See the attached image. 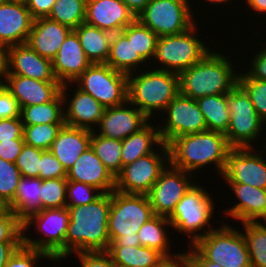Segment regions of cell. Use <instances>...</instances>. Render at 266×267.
I'll use <instances>...</instances> for the list:
<instances>
[{"mask_svg": "<svg viewBox=\"0 0 266 267\" xmlns=\"http://www.w3.org/2000/svg\"><path fill=\"white\" fill-rule=\"evenodd\" d=\"M261 49V50H260ZM255 55L253 54V58L249 61L247 69L243 70L250 78L260 79L266 81V47L260 48Z\"/></svg>", "mask_w": 266, "mask_h": 267, "instance_id": "obj_51", "label": "cell"}, {"mask_svg": "<svg viewBox=\"0 0 266 267\" xmlns=\"http://www.w3.org/2000/svg\"><path fill=\"white\" fill-rule=\"evenodd\" d=\"M148 122L138 132L122 140L121 161L122 167L131 164L140 157L152 153L162 141L159 135L158 125L153 126ZM156 146V147H155Z\"/></svg>", "mask_w": 266, "mask_h": 267, "instance_id": "obj_29", "label": "cell"}, {"mask_svg": "<svg viewBox=\"0 0 266 267\" xmlns=\"http://www.w3.org/2000/svg\"><path fill=\"white\" fill-rule=\"evenodd\" d=\"M74 31L77 33L80 44L92 64L107 62L112 33L86 23L79 25Z\"/></svg>", "mask_w": 266, "mask_h": 267, "instance_id": "obj_32", "label": "cell"}, {"mask_svg": "<svg viewBox=\"0 0 266 267\" xmlns=\"http://www.w3.org/2000/svg\"><path fill=\"white\" fill-rule=\"evenodd\" d=\"M66 207L70 220L65 237V258L82 251H107L111 193H103L86 205Z\"/></svg>", "mask_w": 266, "mask_h": 267, "instance_id": "obj_1", "label": "cell"}, {"mask_svg": "<svg viewBox=\"0 0 266 267\" xmlns=\"http://www.w3.org/2000/svg\"><path fill=\"white\" fill-rule=\"evenodd\" d=\"M262 149L232 148L220 176L224 184H248L266 189V153L262 154Z\"/></svg>", "mask_w": 266, "mask_h": 267, "instance_id": "obj_15", "label": "cell"}, {"mask_svg": "<svg viewBox=\"0 0 266 267\" xmlns=\"http://www.w3.org/2000/svg\"><path fill=\"white\" fill-rule=\"evenodd\" d=\"M238 84L249 95L255 112L266 125V81L250 78L240 71Z\"/></svg>", "mask_w": 266, "mask_h": 267, "instance_id": "obj_42", "label": "cell"}, {"mask_svg": "<svg viewBox=\"0 0 266 267\" xmlns=\"http://www.w3.org/2000/svg\"><path fill=\"white\" fill-rule=\"evenodd\" d=\"M24 139H12L11 141H0V158L16 163L22 151Z\"/></svg>", "mask_w": 266, "mask_h": 267, "instance_id": "obj_53", "label": "cell"}, {"mask_svg": "<svg viewBox=\"0 0 266 267\" xmlns=\"http://www.w3.org/2000/svg\"><path fill=\"white\" fill-rule=\"evenodd\" d=\"M106 64L116 71L129 75L140 71L141 67L142 69H144L143 67L146 68L145 65L147 63L138 53H135L132 41H129L122 32H117L112 36L110 53Z\"/></svg>", "mask_w": 266, "mask_h": 267, "instance_id": "obj_30", "label": "cell"}, {"mask_svg": "<svg viewBox=\"0 0 266 267\" xmlns=\"http://www.w3.org/2000/svg\"><path fill=\"white\" fill-rule=\"evenodd\" d=\"M23 124L20 117L0 119V141L23 139Z\"/></svg>", "mask_w": 266, "mask_h": 267, "instance_id": "obj_50", "label": "cell"}, {"mask_svg": "<svg viewBox=\"0 0 266 267\" xmlns=\"http://www.w3.org/2000/svg\"><path fill=\"white\" fill-rule=\"evenodd\" d=\"M87 0H56L48 17L75 30L85 23Z\"/></svg>", "mask_w": 266, "mask_h": 267, "instance_id": "obj_39", "label": "cell"}, {"mask_svg": "<svg viewBox=\"0 0 266 267\" xmlns=\"http://www.w3.org/2000/svg\"><path fill=\"white\" fill-rule=\"evenodd\" d=\"M197 25L196 22L190 29L180 34L158 37L152 60V65L155 63L157 66L151 68L179 74L202 60L212 48L198 37L200 33L198 30L201 27Z\"/></svg>", "mask_w": 266, "mask_h": 267, "instance_id": "obj_7", "label": "cell"}, {"mask_svg": "<svg viewBox=\"0 0 266 267\" xmlns=\"http://www.w3.org/2000/svg\"><path fill=\"white\" fill-rule=\"evenodd\" d=\"M72 87L73 83H65L61 88L65 125L94 131L103 116L105 107L90 94L83 92L78 87ZM70 88L74 92L71 93ZM68 92L72 95H68Z\"/></svg>", "mask_w": 266, "mask_h": 267, "instance_id": "obj_17", "label": "cell"}, {"mask_svg": "<svg viewBox=\"0 0 266 267\" xmlns=\"http://www.w3.org/2000/svg\"><path fill=\"white\" fill-rule=\"evenodd\" d=\"M163 115H165L162 121L163 125L161 123H157V125L161 141L164 144L168 145L173 139L182 135L207 130L204 115L200 111L197 101L181 93L168 104Z\"/></svg>", "mask_w": 266, "mask_h": 267, "instance_id": "obj_14", "label": "cell"}, {"mask_svg": "<svg viewBox=\"0 0 266 267\" xmlns=\"http://www.w3.org/2000/svg\"><path fill=\"white\" fill-rule=\"evenodd\" d=\"M171 228L168 217L154 215L137 232L140 245L149 247L160 252L166 259L178 257L181 253L175 251L172 253V240L170 234L168 236L167 228Z\"/></svg>", "mask_w": 266, "mask_h": 267, "instance_id": "obj_28", "label": "cell"}, {"mask_svg": "<svg viewBox=\"0 0 266 267\" xmlns=\"http://www.w3.org/2000/svg\"><path fill=\"white\" fill-rule=\"evenodd\" d=\"M206 2V3H208V2H210L209 4H211V5H217L216 7H218V6H220V4L221 5H226V3H227V5H228V3H231V6H232V2H233V0H203V2ZM232 1V2H231Z\"/></svg>", "mask_w": 266, "mask_h": 267, "instance_id": "obj_61", "label": "cell"}, {"mask_svg": "<svg viewBox=\"0 0 266 267\" xmlns=\"http://www.w3.org/2000/svg\"><path fill=\"white\" fill-rule=\"evenodd\" d=\"M103 193L88 184L82 182L68 181L66 206H80L92 203Z\"/></svg>", "mask_w": 266, "mask_h": 267, "instance_id": "obj_45", "label": "cell"}, {"mask_svg": "<svg viewBox=\"0 0 266 267\" xmlns=\"http://www.w3.org/2000/svg\"><path fill=\"white\" fill-rule=\"evenodd\" d=\"M190 1L151 0L136 19L158 37L180 34L196 23Z\"/></svg>", "mask_w": 266, "mask_h": 267, "instance_id": "obj_12", "label": "cell"}, {"mask_svg": "<svg viewBox=\"0 0 266 267\" xmlns=\"http://www.w3.org/2000/svg\"><path fill=\"white\" fill-rule=\"evenodd\" d=\"M21 173L16 163L0 158V197L10 206L15 198Z\"/></svg>", "mask_w": 266, "mask_h": 267, "instance_id": "obj_43", "label": "cell"}, {"mask_svg": "<svg viewBox=\"0 0 266 267\" xmlns=\"http://www.w3.org/2000/svg\"><path fill=\"white\" fill-rule=\"evenodd\" d=\"M73 84L105 108L121 105L128 100V75L106 63L91 64Z\"/></svg>", "mask_w": 266, "mask_h": 267, "instance_id": "obj_11", "label": "cell"}, {"mask_svg": "<svg viewBox=\"0 0 266 267\" xmlns=\"http://www.w3.org/2000/svg\"><path fill=\"white\" fill-rule=\"evenodd\" d=\"M20 118L23 125L65 123L61 93L50 102L21 107Z\"/></svg>", "mask_w": 266, "mask_h": 267, "instance_id": "obj_35", "label": "cell"}, {"mask_svg": "<svg viewBox=\"0 0 266 267\" xmlns=\"http://www.w3.org/2000/svg\"><path fill=\"white\" fill-rule=\"evenodd\" d=\"M69 220L67 207L42 209L22 223L23 244L27 247L44 251L53 258L65 259V237ZM33 225L35 233L39 232L41 234H37V236H40L39 238L27 235Z\"/></svg>", "mask_w": 266, "mask_h": 267, "instance_id": "obj_8", "label": "cell"}, {"mask_svg": "<svg viewBox=\"0 0 266 267\" xmlns=\"http://www.w3.org/2000/svg\"><path fill=\"white\" fill-rule=\"evenodd\" d=\"M0 242H23V225L9 209L0 215Z\"/></svg>", "mask_w": 266, "mask_h": 267, "instance_id": "obj_47", "label": "cell"}, {"mask_svg": "<svg viewBox=\"0 0 266 267\" xmlns=\"http://www.w3.org/2000/svg\"><path fill=\"white\" fill-rule=\"evenodd\" d=\"M32 18L25 2L0 4V47L7 49L27 43L32 29Z\"/></svg>", "mask_w": 266, "mask_h": 267, "instance_id": "obj_20", "label": "cell"}, {"mask_svg": "<svg viewBox=\"0 0 266 267\" xmlns=\"http://www.w3.org/2000/svg\"><path fill=\"white\" fill-rule=\"evenodd\" d=\"M136 20L122 0H87L85 23L112 34Z\"/></svg>", "mask_w": 266, "mask_h": 267, "instance_id": "obj_21", "label": "cell"}, {"mask_svg": "<svg viewBox=\"0 0 266 267\" xmlns=\"http://www.w3.org/2000/svg\"><path fill=\"white\" fill-rule=\"evenodd\" d=\"M264 140H266V137H265V139H264ZM264 143H265V144H264L263 146H261V145H260V147H262V148L264 147V149H263V152H265V153H266V142L264 141Z\"/></svg>", "mask_w": 266, "mask_h": 267, "instance_id": "obj_64", "label": "cell"}, {"mask_svg": "<svg viewBox=\"0 0 266 267\" xmlns=\"http://www.w3.org/2000/svg\"><path fill=\"white\" fill-rule=\"evenodd\" d=\"M56 0H27L26 6L32 18H47Z\"/></svg>", "mask_w": 266, "mask_h": 267, "instance_id": "obj_54", "label": "cell"}, {"mask_svg": "<svg viewBox=\"0 0 266 267\" xmlns=\"http://www.w3.org/2000/svg\"><path fill=\"white\" fill-rule=\"evenodd\" d=\"M67 178L41 180V210L66 207Z\"/></svg>", "mask_w": 266, "mask_h": 267, "instance_id": "obj_41", "label": "cell"}, {"mask_svg": "<svg viewBox=\"0 0 266 267\" xmlns=\"http://www.w3.org/2000/svg\"><path fill=\"white\" fill-rule=\"evenodd\" d=\"M213 50L178 74L179 93L196 100L208 95L227 94L238 84V62L233 63L230 56Z\"/></svg>", "mask_w": 266, "mask_h": 267, "instance_id": "obj_3", "label": "cell"}, {"mask_svg": "<svg viewBox=\"0 0 266 267\" xmlns=\"http://www.w3.org/2000/svg\"><path fill=\"white\" fill-rule=\"evenodd\" d=\"M42 259L60 262L62 259L53 258L44 251L25 246L23 243L10 256L5 267H37ZM39 260V261H38Z\"/></svg>", "mask_w": 266, "mask_h": 267, "instance_id": "obj_44", "label": "cell"}, {"mask_svg": "<svg viewBox=\"0 0 266 267\" xmlns=\"http://www.w3.org/2000/svg\"><path fill=\"white\" fill-rule=\"evenodd\" d=\"M184 252L192 261L193 267H223L221 264L206 260L192 245Z\"/></svg>", "mask_w": 266, "mask_h": 267, "instance_id": "obj_55", "label": "cell"}, {"mask_svg": "<svg viewBox=\"0 0 266 267\" xmlns=\"http://www.w3.org/2000/svg\"><path fill=\"white\" fill-rule=\"evenodd\" d=\"M7 73V51L0 47V87L5 86Z\"/></svg>", "mask_w": 266, "mask_h": 267, "instance_id": "obj_60", "label": "cell"}, {"mask_svg": "<svg viewBox=\"0 0 266 267\" xmlns=\"http://www.w3.org/2000/svg\"><path fill=\"white\" fill-rule=\"evenodd\" d=\"M16 1H19V2H25V3H26L27 0H16Z\"/></svg>", "mask_w": 266, "mask_h": 267, "instance_id": "obj_66", "label": "cell"}, {"mask_svg": "<svg viewBox=\"0 0 266 267\" xmlns=\"http://www.w3.org/2000/svg\"><path fill=\"white\" fill-rule=\"evenodd\" d=\"M150 120L128 100L121 105L105 108L94 130L106 138L124 140L142 129Z\"/></svg>", "mask_w": 266, "mask_h": 267, "instance_id": "obj_18", "label": "cell"}, {"mask_svg": "<svg viewBox=\"0 0 266 267\" xmlns=\"http://www.w3.org/2000/svg\"><path fill=\"white\" fill-rule=\"evenodd\" d=\"M64 125L65 123L23 125L24 142L41 150H49Z\"/></svg>", "mask_w": 266, "mask_h": 267, "instance_id": "obj_40", "label": "cell"}, {"mask_svg": "<svg viewBox=\"0 0 266 267\" xmlns=\"http://www.w3.org/2000/svg\"><path fill=\"white\" fill-rule=\"evenodd\" d=\"M214 204L213 196L207 192L205 186L194 183L177 203L174 212L168 218L172 226L171 229L188 236V246L193 245L215 229V226L211 224L215 216L213 215L216 209Z\"/></svg>", "mask_w": 266, "mask_h": 267, "instance_id": "obj_6", "label": "cell"}, {"mask_svg": "<svg viewBox=\"0 0 266 267\" xmlns=\"http://www.w3.org/2000/svg\"><path fill=\"white\" fill-rule=\"evenodd\" d=\"M91 147L106 169L116 178L122 169V141L106 138L92 131Z\"/></svg>", "mask_w": 266, "mask_h": 267, "instance_id": "obj_36", "label": "cell"}, {"mask_svg": "<svg viewBox=\"0 0 266 267\" xmlns=\"http://www.w3.org/2000/svg\"><path fill=\"white\" fill-rule=\"evenodd\" d=\"M92 131L64 125L49 151L68 171L78 157L91 146Z\"/></svg>", "mask_w": 266, "mask_h": 267, "instance_id": "obj_27", "label": "cell"}, {"mask_svg": "<svg viewBox=\"0 0 266 267\" xmlns=\"http://www.w3.org/2000/svg\"><path fill=\"white\" fill-rule=\"evenodd\" d=\"M121 32L129 41H132L135 53H138L149 65L155 55L158 36L149 27L142 25L137 19L126 26Z\"/></svg>", "mask_w": 266, "mask_h": 267, "instance_id": "obj_37", "label": "cell"}, {"mask_svg": "<svg viewBox=\"0 0 266 267\" xmlns=\"http://www.w3.org/2000/svg\"><path fill=\"white\" fill-rule=\"evenodd\" d=\"M246 5L248 6L247 9L250 11H254L255 14L266 15V0H244ZM251 8V9H250ZM258 13V14H257Z\"/></svg>", "mask_w": 266, "mask_h": 267, "instance_id": "obj_59", "label": "cell"}, {"mask_svg": "<svg viewBox=\"0 0 266 267\" xmlns=\"http://www.w3.org/2000/svg\"><path fill=\"white\" fill-rule=\"evenodd\" d=\"M196 101L204 115L207 130L225 134L230 122L227 94L208 95Z\"/></svg>", "mask_w": 266, "mask_h": 267, "instance_id": "obj_34", "label": "cell"}, {"mask_svg": "<svg viewBox=\"0 0 266 267\" xmlns=\"http://www.w3.org/2000/svg\"><path fill=\"white\" fill-rule=\"evenodd\" d=\"M231 149L224 133L211 130L182 135L168 144L170 164L194 176L211 164L221 176Z\"/></svg>", "mask_w": 266, "mask_h": 267, "instance_id": "obj_2", "label": "cell"}, {"mask_svg": "<svg viewBox=\"0 0 266 267\" xmlns=\"http://www.w3.org/2000/svg\"><path fill=\"white\" fill-rule=\"evenodd\" d=\"M113 267H125V266H122V265H118V264L113 263Z\"/></svg>", "mask_w": 266, "mask_h": 267, "instance_id": "obj_65", "label": "cell"}, {"mask_svg": "<svg viewBox=\"0 0 266 267\" xmlns=\"http://www.w3.org/2000/svg\"><path fill=\"white\" fill-rule=\"evenodd\" d=\"M82 267H113L112 259L107 251H82L74 253Z\"/></svg>", "mask_w": 266, "mask_h": 267, "instance_id": "obj_49", "label": "cell"}, {"mask_svg": "<svg viewBox=\"0 0 266 267\" xmlns=\"http://www.w3.org/2000/svg\"><path fill=\"white\" fill-rule=\"evenodd\" d=\"M196 178L169 163L147 194L153 214L169 218Z\"/></svg>", "mask_w": 266, "mask_h": 267, "instance_id": "obj_16", "label": "cell"}, {"mask_svg": "<svg viewBox=\"0 0 266 267\" xmlns=\"http://www.w3.org/2000/svg\"><path fill=\"white\" fill-rule=\"evenodd\" d=\"M71 31L49 18H38L33 21L27 44L40 56L53 60Z\"/></svg>", "mask_w": 266, "mask_h": 267, "instance_id": "obj_26", "label": "cell"}, {"mask_svg": "<svg viewBox=\"0 0 266 267\" xmlns=\"http://www.w3.org/2000/svg\"><path fill=\"white\" fill-rule=\"evenodd\" d=\"M151 0H122V2L138 16Z\"/></svg>", "mask_w": 266, "mask_h": 267, "instance_id": "obj_58", "label": "cell"}, {"mask_svg": "<svg viewBox=\"0 0 266 267\" xmlns=\"http://www.w3.org/2000/svg\"><path fill=\"white\" fill-rule=\"evenodd\" d=\"M169 163L168 145L161 143L152 153L122 167L115 178V190L147 195Z\"/></svg>", "mask_w": 266, "mask_h": 267, "instance_id": "obj_13", "label": "cell"}, {"mask_svg": "<svg viewBox=\"0 0 266 267\" xmlns=\"http://www.w3.org/2000/svg\"><path fill=\"white\" fill-rule=\"evenodd\" d=\"M12 1H15V0H0V4L1 3H8V2H12Z\"/></svg>", "mask_w": 266, "mask_h": 267, "instance_id": "obj_63", "label": "cell"}, {"mask_svg": "<svg viewBox=\"0 0 266 267\" xmlns=\"http://www.w3.org/2000/svg\"><path fill=\"white\" fill-rule=\"evenodd\" d=\"M52 64L54 76L61 84L73 83L92 64L74 30L62 43Z\"/></svg>", "mask_w": 266, "mask_h": 267, "instance_id": "obj_23", "label": "cell"}, {"mask_svg": "<svg viewBox=\"0 0 266 267\" xmlns=\"http://www.w3.org/2000/svg\"><path fill=\"white\" fill-rule=\"evenodd\" d=\"M5 87L21 108L54 100L61 93L62 84L59 81H40L21 75H6Z\"/></svg>", "mask_w": 266, "mask_h": 267, "instance_id": "obj_22", "label": "cell"}, {"mask_svg": "<svg viewBox=\"0 0 266 267\" xmlns=\"http://www.w3.org/2000/svg\"><path fill=\"white\" fill-rule=\"evenodd\" d=\"M236 228L222 222L192 246L206 260L223 267H251L245 237L242 230Z\"/></svg>", "mask_w": 266, "mask_h": 267, "instance_id": "obj_9", "label": "cell"}, {"mask_svg": "<svg viewBox=\"0 0 266 267\" xmlns=\"http://www.w3.org/2000/svg\"><path fill=\"white\" fill-rule=\"evenodd\" d=\"M161 267H193V264L189 257L184 252H181L178 257L167 259Z\"/></svg>", "mask_w": 266, "mask_h": 267, "instance_id": "obj_57", "label": "cell"}, {"mask_svg": "<svg viewBox=\"0 0 266 267\" xmlns=\"http://www.w3.org/2000/svg\"><path fill=\"white\" fill-rule=\"evenodd\" d=\"M237 203L223 211L226 217L242 222H266V189L248 184H227ZM232 189V190H231Z\"/></svg>", "mask_w": 266, "mask_h": 267, "instance_id": "obj_24", "label": "cell"}, {"mask_svg": "<svg viewBox=\"0 0 266 267\" xmlns=\"http://www.w3.org/2000/svg\"><path fill=\"white\" fill-rule=\"evenodd\" d=\"M227 103L230 122L225 136L229 145L232 148L254 147L252 144L262 139L266 125L255 112L249 95L237 84L227 93Z\"/></svg>", "mask_w": 266, "mask_h": 267, "instance_id": "obj_10", "label": "cell"}, {"mask_svg": "<svg viewBox=\"0 0 266 267\" xmlns=\"http://www.w3.org/2000/svg\"><path fill=\"white\" fill-rule=\"evenodd\" d=\"M67 180L82 182L99 189L102 193L115 190V178L106 169L90 146L67 171Z\"/></svg>", "mask_w": 266, "mask_h": 267, "instance_id": "obj_25", "label": "cell"}, {"mask_svg": "<svg viewBox=\"0 0 266 267\" xmlns=\"http://www.w3.org/2000/svg\"><path fill=\"white\" fill-rule=\"evenodd\" d=\"M251 267H266V222H242Z\"/></svg>", "mask_w": 266, "mask_h": 267, "instance_id": "obj_38", "label": "cell"}, {"mask_svg": "<svg viewBox=\"0 0 266 267\" xmlns=\"http://www.w3.org/2000/svg\"><path fill=\"white\" fill-rule=\"evenodd\" d=\"M39 178L41 180L67 178V171L49 150H44L41 154Z\"/></svg>", "mask_w": 266, "mask_h": 267, "instance_id": "obj_48", "label": "cell"}, {"mask_svg": "<svg viewBox=\"0 0 266 267\" xmlns=\"http://www.w3.org/2000/svg\"><path fill=\"white\" fill-rule=\"evenodd\" d=\"M112 262L125 267H160L167 259L158 251L145 246H109Z\"/></svg>", "mask_w": 266, "mask_h": 267, "instance_id": "obj_33", "label": "cell"}, {"mask_svg": "<svg viewBox=\"0 0 266 267\" xmlns=\"http://www.w3.org/2000/svg\"><path fill=\"white\" fill-rule=\"evenodd\" d=\"M153 216L147 195L113 190L108 220L109 246H141L137 232Z\"/></svg>", "mask_w": 266, "mask_h": 267, "instance_id": "obj_5", "label": "cell"}, {"mask_svg": "<svg viewBox=\"0 0 266 267\" xmlns=\"http://www.w3.org/2000/svg\"><path fill=\"white\" fill-rule=\"evenodd\" d=\"M44 150L24 144L19 154L16 166L22 177H39L41 154Z\"/></svg>", "mask_w": 266, "mask_h": 267, "instance_id": "obj_46", "label": "cell"}, {"mask_svg": "<svg viewBox=\"0 0 266 267\" xmlns=\"http://www.w3.org/2000/svg\"><path fill=\"white\" fill-rule=\"evenodd\" d=\"M41 179L21 177L10 210L23 223L31 215L41 211Z\"/></svg>", "mask_w": 266, "mask_h": 267, "instance_id": "obj_31", "label": "cell"}, {"mask_svg": "<svg viewBox=\"0 0 266 267\" xmlns=\"http://www.w3.org/2000/svg\"><path fill=\"white\" fill-rule=\"evenodd\" d=\"M150 67L128 75V101L151 121L179 94V76Z\"/></svg>", "mask_w": 266, "mask_h": 267, "instance_id": "obj_4", "label": "cell"}, {"mask_svg": "<svg viewBox=\"0 0 266 267\" xmlns=\"http://www.w3.org/2000/svg\"><path fill=\"white\" fill-rule=\"evenodd\" d=\"M10 206L0 197V215L7 212Z\"/></svg>", "mask_w": 266, "mask_h": 267, "instance_id": "obj_62", "label": "cell"}, {"mask_svg": "<svg viewBox=\"0 0 266 267\" xmlns=\"http://www.w3.org/2000/svg\"><path fill=\"white\" fill-rule=\"evenodd\" d=\"M20 117V108L9 90L0 87V119Z\"/></svg>", "mask_w": 266, "mask_h": 267, "instance_id": "obj_52", "label": "cell"}, {"mask_svg": "<svg viewBox=\"0 0 266 267\" xmlns=\"http://www.w3.org/2000/svg\"><path fill=\"white\" fill-rule=\"evenodd\" d=\"M6 75H21L40 81H58L52 60L40 56L27 43L8 47Z\"/></svg>", "mask_w": 266, "mask_h": 267, "instance_id": "obj_19", "label": "cell"}, {"mask_svg": "<svg viewBox=\"0 0 266 267\" xmlns=\"http://www.w3.org/2000/svg\"><path fill=\"white\" fill-rule=\"evenodd\" d=\"M23 242H0V267H5L10 256Z\"/></svg>", "mask_w": 266, "mask_h": 267, "instance_id": "obj_56", "label": "cell"}]
</instances>
